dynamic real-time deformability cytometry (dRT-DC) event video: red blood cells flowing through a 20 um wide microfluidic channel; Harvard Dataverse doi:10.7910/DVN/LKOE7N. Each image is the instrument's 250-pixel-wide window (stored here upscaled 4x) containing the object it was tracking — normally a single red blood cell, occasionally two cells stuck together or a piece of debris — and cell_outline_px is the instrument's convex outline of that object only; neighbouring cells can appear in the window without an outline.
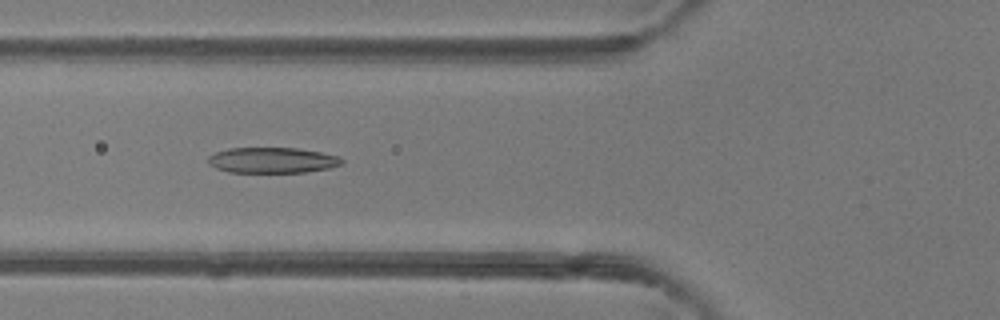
{"species": "common noctule bat (a hibernating species)", "species_latin": "Nyctalus noctula", "temperature_condition": "room temperature", "stored_images_in_passage": 42, "camera_frame_rate_fps": 3000, "um_per_image_px": 0.085, "animal": {"sex": "female"}, "frame": {"image": 1, "passage_image": 11, "time_ms": 3.333, "image_size_px": [1000, 320], "cell_outline_px": [[344, 164], [328, 168], [304, 172], [228, 172], [216, 168], [208, 164], [208, 156], [216, 152], [228, 148], [296, 148], [320, 152], [340, 156], [344, 160]], "centroid_in_image_um": [23.15, 13.62], "position_along_channel_um": 102.6, "area_um2": 20.0}}
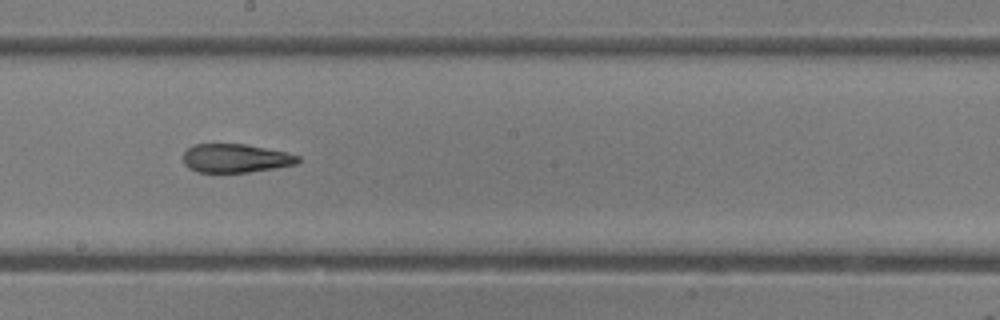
{"frame": {"image": 2, "passage_image": 20, "time_ms": 6.333, "image_size_px": [1000, 320], "cell_outline_px": [[300, 160], [296, 164], [276, 168], [248, 172], [196, 172], [188, 168], [184, 164], [184, 152], [192, 144], [244, 144], [284, 152], [300, 156]], "centroid_in_image_um": [20.0, 13.45], "position_along_channel_um": 228.2, "area_um2": 19.07}}
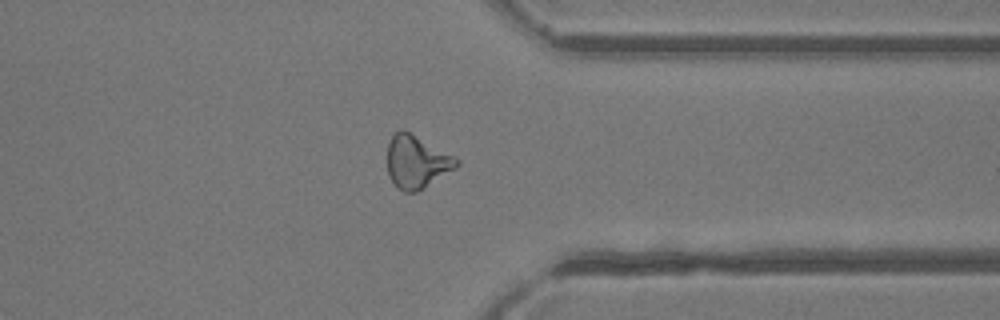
{"frame": {"image": 3, "passage_image": 31, "time_ms": 10.0, "image_size_px": [1000, 320], "cell_outline_px": [[460, 164], [456, 168], [416, 192], [404, 192], [396, 188], [388, 176], [388, 144], [392, 136], [400, 128], [404, 128], [456, 156], [460, 160]], "centroid_in_image_um": [35.43, 13.73], "position_along_channel_um": 376.0, "area_um2": 21.68}, "authors_computed_cell_mechanics": {"area_um2": 20.8369, "velocity_mm_per_s": 4.1707, "shape_relaxation_time_tau1_ms": null, "shape_relaxation_time_tau2_ms": 2.3862, "deformation_change_tau1": null, "deformation_change_tau2": 0.1209}}